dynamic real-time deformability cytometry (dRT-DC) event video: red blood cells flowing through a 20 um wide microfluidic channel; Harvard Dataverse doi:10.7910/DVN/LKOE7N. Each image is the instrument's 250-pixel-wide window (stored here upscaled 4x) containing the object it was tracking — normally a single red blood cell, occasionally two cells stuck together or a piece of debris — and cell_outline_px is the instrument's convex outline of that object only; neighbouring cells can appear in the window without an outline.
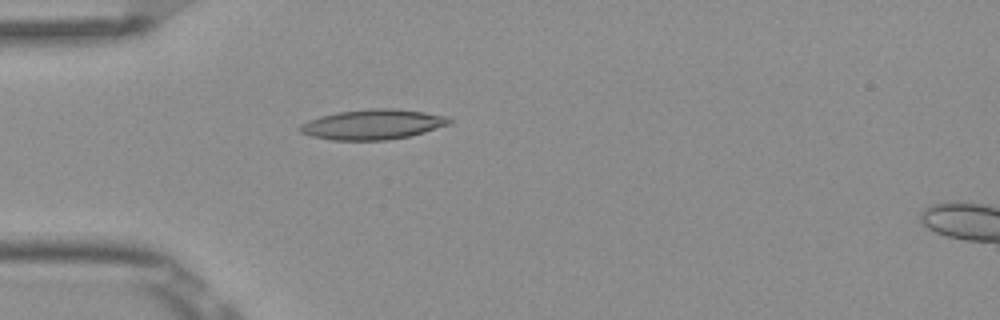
{"species": "Egyptian fruit bat (a non-hibernating species)", "species_latin": "Rousettus aegyptiacus", "temperature_condition": "room temperature", "stored_images_in_passage": 2, "camera_frame_rate_fps": 3000, "um_per_image_px": 0.085, "frame": {"image": 1, "passage_image": 1, "time_ms": 0.0, "image_size_px": [1000, 320], "cell_outline_px": [[452, 124], [424, 132], [408, 136], [388, 140], [332, 140], [312, 136], [300, 132], [296, 128], [300, 124], [308, 120], [320, 116], [336, 112], [368, 108], [392, 108], [424, 112], [448, 116], [452, 120]], "centroid_in_image_um": [31.68, 10.57], "position_along_channel_um": 53.3, "area_um2": 26.41}}